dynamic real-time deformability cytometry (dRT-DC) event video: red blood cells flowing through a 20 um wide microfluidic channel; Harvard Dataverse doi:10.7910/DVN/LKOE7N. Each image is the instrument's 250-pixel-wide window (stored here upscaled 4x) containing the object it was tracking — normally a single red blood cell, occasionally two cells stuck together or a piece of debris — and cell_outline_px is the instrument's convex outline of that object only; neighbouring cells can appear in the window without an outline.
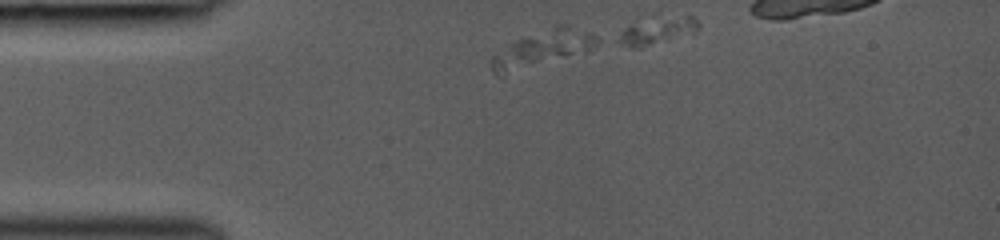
{"species": "common noctule bat (a hibernating species)", "species_latin": "Nyctalus noctula", "temperature_condition": "room temperature", "stored_images_in_passage": 11, "camera_frame_rate_fps": 3000, "um_per_image_px": 0.085, "animal": {"sex": "female", "body_mass_g": 19.0, "forearm_length_mm": 53.3}, "frame": {"image": 1, "passage_image": 1, "time_ms": 0.0, "image_size_px": [1000, 240], "cell_outline_px": [[596, 48], [496, 76], [492, 72], [488, 60], [492, 56], [516, 40], [560, 24], [564, 24], [592, 32], [596, 36]], "centroid_in_image_um": [46.09, 4.12], "position_along_channel_um": 38.9, "area_um2": 21.33}}